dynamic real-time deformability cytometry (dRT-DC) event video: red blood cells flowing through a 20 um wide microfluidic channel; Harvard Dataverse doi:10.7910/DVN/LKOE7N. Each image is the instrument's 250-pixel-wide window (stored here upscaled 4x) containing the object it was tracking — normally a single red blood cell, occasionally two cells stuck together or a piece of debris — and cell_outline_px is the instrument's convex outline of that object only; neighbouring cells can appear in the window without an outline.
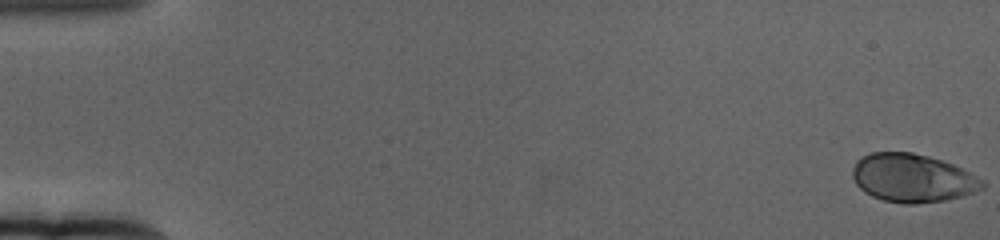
{"species": "human", "species_latin": "Homo sapiens", "temperature_condition": "cold", "stored_images_in_passage": 62, "camera_frame_rate_fps": 3000, "um_per_image_px": 0.085, "donor": {"sex": "female"}, "frame": {"image": 1, "passage_image": 1, "time_ms": 0.0, "image_size_px": [1000, 240], "cell_outline_px": [[984, 188], [976, 192], [944, 200], [916, 204], [904, 204], [884, 200], [872, 196], [864, 192], [856, 184], [852, 176], [852, 168], [856, 160], [872, 152], [912, 152], [928, 156], [952, 164], [984, 180]], "centroid_in_image_um": [77.54, 15.14], "position_along_channel_um": 7.5, "area_um2": 36.47}}
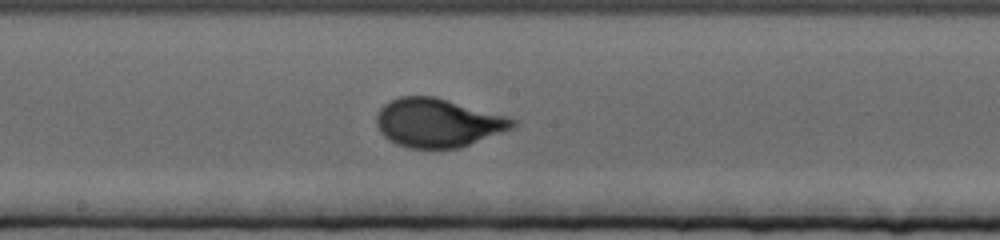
{"frame": {"image": 2, "passage_image": 34, "time_ms": 11.0, "image_size_px": [1000, 240], "cell_outline_px": [[516, 124], [512, 128], [460, 148], [408, 148], [396, 144], [388, 140], [380, 132], [376, 124], [376, 116], [380, 108], [384, 104], [400, 96], [436, 96], [504, 116], [516, 120]], "centroid_in_image_um": [37.17, 10.44], "position_along_channel_um": 211.0, "area_um2": 38.38}}
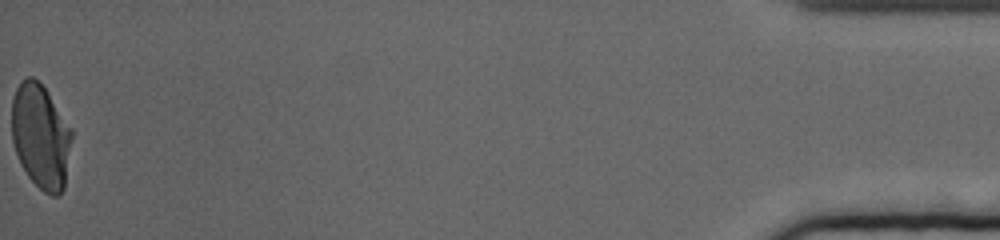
{"frame": {"image": 3, "passage_image": 62, "time_ms": 20.333, "image_size_px": [1000, 240], "cell_outline_px": [[72, 136], [64, 188], [60, 196], [52, 196], [44, 192], [28, 176], [20, 164], [12, 140], [12, 100], [16, 88], [28, 76], [32, 76], [48, 92], [72, 128]], "centroid_in_image_um": [3.47, 11.61], "position_along_channel_um": 431.7, "area_um2": 36.53}, "authors_computed_cell_mechanics": {"area_um2": 36.5874, "velocity_mm_per_s": 3.3355, "shape_relaxation_time_tau1_ms": 3.75, "shape_relaxation_time_tau2_ms": null, "deformation_change_tau1": 0.1771, "deformation_change_tau2": null}}